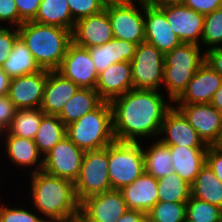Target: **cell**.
Masks as SVG:
<instances>
[{
  "label": "cell",
  "mask_w": 222,
  "mask_h": 222,
  "mask_svg": "<svg viewBox=\"0 0 222 222\" xmlns=\"http://www.w3.org/2000/svg\"><path fill=\"white\" fill-rule=\"evenodd\" d=\"M110 104L114 137L120 142L158 139L165 115L173 107L163 91L134 88Z\"/></svg>",
  "instance_id": "cell-1"
},
{
  "label": "cell",
  "mask_w": 222,
  "mask_h": 222,
  "mask_svg": "<svg viewBox=\"0 0 222 222\" xmlns=\"http://www.w3.org/2000/svg\"><path fill=\"white\" fill-rule=\"evenodd\" d=\"M25 194L30 205L47 222H66L79 216L80 202L76 196L74 182L38 171L28 175Z\"/></svg>",
  "instance_id": "cell-2"
},
{
  "label": "cell",
  "mask_w": 222,
  "mask_h": 222,
  "mask_svg": "<svg viewBox=\"0 0 222 222\" xmlns=\"http://www.w3.org/2000/svg\"><path fill=\"white\" fill-rule=\"evenodd\" d=\"M18 34L39 67L49 71L59 68L72 42L71 30L34 21L24 22Z\"/></svg>",
  "instance_id": "cell-3"
},
{
  "label": "cell",
  "mask_w": 222,
  "mask_h": 222,
  "mask_svg": "<svg viewBox=\"0 0 222 222\" xmlns=\"http://www.w3.org/2000/svg\"><path fill=\"white\" fill-rule=\"evenodd\" d=\"M205 60L206 52L202 47L191 43H181L164 55L162 91L172 102L186 89Z\"/></svg>",
  "instance_id": "cell-4"
},
{
  "label": "cell",
  "mask_w": 222,
  "mask_h": 222,
  "mask_svg": "<svg viewBox=\"0 0 222 222\" xmlns=\"http://www.w3.org/2000/svg\"><path fill=\"white\" fill-rule=\"evenodd\" d=\"M66 136L84 151L99 150L115 141L112 107L103 101L96 109L66 126Z\"/></svg>",
  "instance_id": "cell-5"
},
{
  "label": "cell",
  "mask_w": 222,
  "mask_h": 222,
  "mask_svg": "<svg viewBox=\"0 0 222 222\" xmlns=\"http://www.w3.org/2000/svg\"><path fill=\"white\" fill-rule=\"evenodd\" d=\"M111 189L120 190L145 172L141 142L114 141L108 145Z\"/></svg>",
  "instance_id": "cell-6"
},
{
  "label": "cell",
  "mask_w": 222,
  "mask_h": 222,
  "mask_svg": "<svg viewBox=\"0 0 222 222\" xmlns=\"http://www.w3.org/2000/svg\"><path fill=\"white\" fill-rule=\"evenodd\" d=\"M108 167V146L99 150L85 151L79 176L74 182L79 202L111 190Z\"/></svg>",
  "instance_id": "cell-7"
},
{
  "label": "cell",
  "mask_w": 222,
  "mask_h": 222,
  "mask_svg": "<svg viewBox=\"0 0 222 222\" xmlns=\"http://www.w3.org/2000/svg\"><path fill=\"white\" fill-rule=\"evenodd\" d=\"M114 38L136 45L145 42L144 4L132 0H121L105 6Z\"/></svg>",
  "instance_id": "cell-8"
},
{
  "label": "cell",
  "mask_w": 222,
  "mask_h": 222,
  "mask_svg": "<svg viewBox=\"0 0 222 222\" xmlns=\"http://www.w3.org/2000/svg\"><path fill=\"white\" fill-rule=\"evenodd\" d=\"M130 62L134 89L162 91L164 54L160 50L147 42L140 43Z\"/></svg>",
  "instance_id": "cell-9"
},
{
  "label": "cell",
  "mask_w": 222,
  "mask_h": 222,
  "mask_svg": "<svg viewBox=\"0 0 222 222\" xmlns=\"http://www.w3.org/2000/svg\"><path fill=\"white\" fill-rule=\"evenodd\" d=\"M207 146L222 145V113L210 103L173 105Z\"/></svg>",
  "instance_id": "cell-10"
},
{
  "label": "cell",
  "mask_w": 222,
  "mask_h": 222,
  "mask_svg": "<svg viewBox=\"0 0 222 222\" xmlns=\"http://www.w3.org/2000/svg\"><path fill=\"white\" fill-rule=\"evenodd\" d=\"M84 154V150L65 136L43 156V171L75 182L82 167Z\"/></svg>",
  "instance_id": "cell-11"
},
{
  "label": "cell",
  "mask_w": 222,
  "mask_h": 222,
  "mask_svg": "<svg viewBox=\"0 0 222 222\" xmlns=\"http://www.w3.org/2000/svg\"><path fill=\"white\" fill-rule=\"evenodd\" d=\"M127 210L121 191L111 189L82 200L79 216L85 222H116Z\"/></svg>",
  "instance_id": "cell-12"
},
{
  "label": "cell",
  "mask_w": 222,
  "mask_h": 222,
  "mask_svg": "<svg viewBox=\"0 0 222 222\" xmlns=\"http://www.w3.org/2000/svg\"><path fill=\"white\" fill-rule=\"evenodd\" d=\"M56 71L79 87H96L98 73L88 48L78 46L74 42L69 44L66 55Z\"/></svg>",
  "instance_id": "cell-13"
},
{
  "label": "cell",
  "mask_w": 222,
  "mask_h": 222,
  "mask_svg": "<svg viewBox=\"0 0 222 222\" xmlns=\"http://www.w3.org/2000/svg\"><path fill=\"white\" fill-rule=\"evenodd\" d=\"M1 148L0 155L5 156L4 160H8L10 166L13 164L16 167L14 169L18 167L19 173L23 171L28 172L27 175H29L43 170V155L39 152L34 140L11 135L6 130Z\"/></svg>",
  "instance_id": "cell-14"
},
{
  "label": "cell",
  "mask_w": 222,
  "mask_h": 222,
  "mask_svg": "<svg viewBox=\"0 0 222 222\" xmlns=\"http://www.w3.org/2000/svg\"><path fill=\"white\" fill-rule=\"evenodd\" d=\"M164 14L171 29L182 43L201 46L205 15L197 13L184 4L158 7Z\"/></svg>",
  "instance_id": "cell-15"
},
{
  "label": "cell",
  "mask_w": 222,
  "mask_h": 222,
  "mask_svg": "<svg viewBox=\"0 0 222 222\" xmlns=\"http://www.w3.org/2000/svg\"><path fill=\"white\" fill-rule=\"evenodd\" d=\"M158 139L167 146L208 148L184 115L174 106L165 115Z\"/></svg>",
  "instance_id": "cell-16"
},
{
  "label": "cell",
  "mask_w": 222,
  "mask_h": 222,
  "mask_svg": "<svg viewBox=\"0 0 222 222\" xmlns=\"http://www.w3.org/2000/svg\"><path fill=\"white\" fill-rule=\"evenodd\" d=\"M47 77L48 70L41 69L36 73L11 79L8 97L17 110L41 107Z\"/></svg>",
  "instance_id": "cell-17"
},
{
  "label": "cell",
  "mask_w": 222,
  "mask_h": 222,
  "mask_svg": "<svg viewBox=\"0 0 222 222\" xmlns=\"http://www.w3.org/2000/svg\"><path fill=\"white\" fill-rule=\"evenodd\" d=\"M222 84V76L205 62L173 105L210 103Z\"/></svg>",
  "instance_id": "cell-18"
},
{
  "label": "cell",
  "mask_w": 222,
  "mask_h": 222,
  "mask_svg": "<svg viewBox=\"0 0 222 222\" xmlns=\"http://www.w3.org/2000/svg\"><path fill=\"white\" fill-rule=\"evenodd\" d=\"M144 30L145 42L164 55L182 43L171 29L165 14L156 6L144 4Z\"/></svg>",
  "instance_id": "cell-19"
},
{
  "label": "cell",
  "mask_w": 222,
  "mask_h": 222,
  "mask_svg": "<svg viewBox=\"0 0 222 222\" xmlns=\"http://www.w3.org/2000/svg\"><path fill=\"white\" fill-rule=\"evenodd\" d=\"M113 38L112 25L105 10L78 20L72 31V42L85 48L103 45Z\"/></svg>",
  "instance_id": "cell-20"
},
{
  "label": "cell",
  "mask_w": 222,
  "mask_h": 222,
  "mask_svg": "<svg viewBox=\"0 0 222 222\" xmlns=\"http://www.w3.org/2000/svg\"><path fill=\"white\" fill-rule=\"evenodd\" d=\"M133 89L130 61L114 63L98 74L95 90L103 101L111 102Z\"/></svg>",
  "instance_id": "cell-21"
},
{
  "label": "cell",
  "mask_w": 222,
  "mask_h": 222,
  "mask_svg": "<svg viewBox=\"0 0 222 222\" xmlns=\"http://www.w3.org/2000/svg\"><path fill=\"white\" fill-rule=\"evenodd\" d=\"M80 87L60 73L48 70L40 109L46 115H58Z\"/></svg>",
  "instance_id": "cell-22"
},
{
  "label": "cell",
  "mask_w": 222,
  "mask_h": 222,
  "mask_svg": "<svg viewBox=\"0 0 222 222\" xmlns=\"http://www.w3.org/2000/svg\"><path fill=\"white\" fill-rule=\"evenodd\" d=\"M120 191L128 209L138 210L145 214L158 202L157 179L145 172Z\"/></svg>",
  "instance_id": "cell-23"
},
{
  "label": "cell",
  "mask_w": 222,
  "mask_h": 222,
  "mask_svg": "<svg viewBox=\"0 0 222 222\" xmlns=\"http://www.w3.org/2000/svg\"><path fill=\"white\" fill-rule=\"evenodd\" d=\"M136 47L134 43L113 38L103 45L88 48V51L99 74L114 63L131 61Z\"/></svg>",
  "instance_id": "cell-24"
},
{
  "label": "cell",
  "mask_w": 222,
  "mask_h": 222,
  "mask_svg": "<svg viewBox=\"0 0 222 222\" xmlns=\"http://www.w3.org/2000/svg\"><path fill=\"white\" fill-rule=\"evenodd\" d=\"M169 148L174 172L189 184H192L200 169L206 164L208 148H186L181 146H169Z\"/></svg>",
  "instance_id": "cell-25"
},
{
  "label": "cell",
  "mask_w": 222,
  "mask_h": 222,
  "mask_svg": "<svg viewBox=\"0 0 222 222\" xmlns=\"http://www.w3.org/2000/svg\"><path fill=\"white\" fill-rule=\"evenodd\" d=\"M141 143L145 173L160 179L174 172L169 146L163 144L159 139H151L149 144L145 141Z\"/></svg>",
  "instance_id": "cell-26"
},
{
  "label": "cell",
  "mask_w": 222,
  "mask_h": 222,
  "mask_svg": "<svg viewBox=\"0 0 222 222\" xmlns=\"http://www.w3.org/2000/svg\"><path fill=\"white\" fill-rule=\"evenodd\" d=\"M102 102L103 100L95 89L80 87L57 116L67 126L96 109Z\"/></svg>",
  "instance_id": "cell-27"
},
{
  "label": "cell",
  "mask_w": 222,
  "mask_h": 222,
  "mask_svg": "<svg viewBox=\"0 0 222 222\" xmlns=\"http://www.w3.org/2000/svg\"><path fill=\"white\" fill-rule=\"evenodd\" d=\"M2 69L11 79L33 74L41 70L32 53L20 37L16 39L12 52L5 60Z\"/></svg>",
  "instance_id": "cell-28"
},
{
  "label": "cell",
  "mask_w": 222,
  "mask_h": 222,
  "mask_svg": "<svg viewBox=\"0 0 222 222\" xmlns=\"http://www.w3.org/2000/svg\"><path fill=\"white\" fill-rule=\"evenodd\" d=\"M34 22L62 27L73 31L72 18L67 0H41Z\"/></svg>",
  "instance_id": "cell-29"
},
{
  "label": "cell",
  "mask_w": 222,
  "mask_h": 222,
  "mask_svg": "<svg viewBox=\"0 0 222 222\" xmlns=\"http://www.w3.org/2000/svg\"><path fill=\"white\" fill-rule=\"evenodd\" d=\"M191 197L222 208V182L205 164L191 184Z\"/></svg>",
  "instance_id": "cell-30"
},
{
  "label": "cell",
  "mask_w": 222,
  "mask_h": 222,
  "mask_svg": "<svg viewBox=\"0 0 222 222\" xmlns=\"http://www.w3.org/2000/svg\"><path fill=\"white\" fill-rule=\"evenodd\" d=\"M66 136V125L57 115H44L34 137L39 152L45 156Z\"/></svg>",
  "instance_id": "cell-31"
},
{
  "label": "cell",
  "mask_w": 222,
  "mask_h": 222,
  "mask_svg": "<svg viewBox=\"0 0 222 222\" xmlns=\"http://www.w3.org/2000/svg\"><path fill=\"white\" fill-rule=\"evenodd\" d=\"M44 115L45 113L40 108L16 110L15 116L7 131L11 135L33 140Z\"/></svg>",
  "instance_id": "cell-32"
},
{
  "label": "cell",
  "mask_w": 222,
  "mask_h": 222,
  "mask_svg": "<svg viewBox=\"0 0 222 222\" xmlns=\"http://www.w3.org/2000/svg\"><path fill=\"white\" fill-rule=\"evenodd\" d=\"M158 201L187 202L191 197V184L175 172L157 179Z\"/></svg>",
  "instance_id": "cell-33"
},
{
  "label": "cell",
  "mask_w": 222,
  "mask_h": 222,
  "mask_svg": "<svg viewBox=\"0 0 222 222\" xmlns=\"http://www.w3.org/2000/svg\"><path fill=\"white\" fill-rule=\"evenodd\" d=\"M2 200L5 199L0 197V222H47L30 203L24 205L26 198L21 202L23 205L17 204V201L14 205L10 201L6 204Z\"/></svg>",
  "instance_id": "cell-34"
},
{
  "label": "cell",
  "mask_w": 222,
  "mask_h": 222,
  "mask_svg": "<svg viewBox=\"0 0 222 222\" xmlns=\"http://www.w3.org/2000/svg\"><path fill=\"white\" fill-rule=\"evenodd\" d=\"M185 222H222V208L190 197L186 202Z\"/></svg>",
  "instance_id": "cell-35"
},
{
  "label": "cell",
  "mask_w": 222,
  "mask_h": 222,
  "mask_svg": "<svg viewBox=\"0 0 222 222\" xmlns=\"http://www.w3.org/2000/svg\"><path fill=\"white\" fill-rule=\"evenodd\" d=\"M201 47L205 52L222 48V7L205 15Z\"/></svg>",
  "instance_id": "cell-36"
},
{
  "label": "cell",
  "mask_w": 222,
  "mask_h": 222,
  "mask_svg": "<svg viewBox=\"0 0 222 222\" xmlns=\"http://www.w3.org/2000/svg\"><path fill=\"white\" fill-rule=\"evenodd\" d=\"M146 216L151 222H185L186 202L158 201Z\"/></svg>",
  "instance_id": "cell-37"
},
{
  "label": "cell",
  "mask_w": 222,
  "mask_h": 222,
  "mask_svg": "<svg viewBox=\"0 0 222 222\" xmlns=\"http://www.w3.org/2000/svg\"><path fill=\"white\" fill-rule=\"evenodd\" d=\"M75 22L88 16L101 13L105 5L100 0H67Z\"/></svg>",
  "instance_id": "cell-38"
},
{
  "label": "cell",
  "mask_w": 222,
  "mask_h": 222,
  "mask_svg": "<svg viewBox=\"0 0 222 222\" xmlns=\"http://www.w3.org/2000/svg\"><path fill=\"white\" fill-rule=\"evenodd\" d=\"M19 37L17 27H4L0 31V66L2 67L9 54L12 52L13 45Z\"/></svg>",
  "instance_id": "cell-39"
},
{
  "label": "cell",
  "mask_w": 222,
  "mask_h": 222,
  "mask_svg": "<svg viewBox=\"0 0 222 222\" xmlns=\"http://www.w3.org/2000/svg\"><path fill=\"white\" fill-rule=\"evenodd\" d=\"M0 24L19 27V13L15 0H0Z\"/></svg>",
  "instance_id": "cell-40"
},
{
  "label": "cell",
  "mask_w": 222,
  "mask_h": 222,
  "mask_svg": "<svg viewBox=\"0 0 222 222\" xmlns=\"http://www.w3.org/2000/svg\"><path fill=\"white\" fill-rule=\"evenodd\" d=\"M15 2L19 13V27L24 22L35 19L41 0H15Z\"/></svg>",
  "instance_id": "cell-41"
},
{
  "label": "cell",
  "mask_w": 222,
  "mask_h": 222,
  "mask_svg": "<svg viewBox=\"0 0 222 222\" xmlns=\"http://www.w3.org/2000/svg\"><path fill=\"white\" fill-rule=\"evenodd\" d=\"M206 164L222 182V145L208 146Z\"/></svg>",
  "instance_id": "cell-42"
},
{
  "label": "cell",
  "mask_w": 222,
  "mask_h": 222,
  "mask_svg": "<svg viewBox=\"0 0 222 222\" xmlns=\"http://www.w3.org/2000/svg\"><path fill=\"white\" fill-rule=\"evenodd\" d=\"M16 110L8 95H0V125L6 130L10 127Z\"/></svg>",
  "instance_id": "cell-43"
},
{
  "label": "cell",
  "mask_w": 222,
  "mask_h": 222,
  "mask_svg": "<svg viewBox=\"0 0 222 222\" xmlns=\"http://www.w3.org/2000/svg\"><path fill=\"white\" fill-rule=\"evenodd\" d=\"M197 13L206 15L222 7V0H184L183 3Z\"/></svg>",
  "instance_id": "cell-44"
},
{
  "label": "cell",
  "mask_w": 222,
  "mask_h": 222,
  "mask_svg": "<svg viewBox=\"0 0 222 222\" xmlns=\"http://www.w3.org/2000/svg\"><path fill=\"white\" fill-rule=\"evenodd\" d=\"M205 62L222 76V48H212L207 50Z\"/></svg>",
  "instance_id": "cell-45"
},
{
  "label": "cell",
  "mask_w": 222,
  "mask_h": 222,
  "mask_svg": "<svg viewBox=\"0 0 222 222\" xmlns=\"http://www.w3.org/2000/svg\"><path fill=\"white\" fill-rule=\"evenodd\" d=\"M145 216L141 211L128 209L116 222H140Z\"/></svg>",
  "instance_id": "cell-46"
},
{
  "label": "cell",
  "mask_w": 222,
  "mask_h": 222,
  "mask_svg": "<svg viewBox=\"0 0 222 222\" xmlns=\"http://www.w3.org/2000/svg\"><path fill=\"white\" fill-rule=\"evenodd\" d=\"M11 78L0 66V95H8Z\"/></svg>",
  "instance_id": "cell-47"
},
{
  "label": "cell",
  "mask_w": 222,
  "mask_h": 222,
  "mask_svg": "<svg viewBox=\"0 0 222 222\" xmlns=\"http://www.w3.org/2000/svg\"><path fill=\"white\" fill-rule=\"evenodd\" d=\"M210 104L222 113V84L220 88L215 92Z\"/></svg>",
  "instance_id": "cell-48"
},
{
  "label": "cell",
  "mask_w": 222,
  "mask_h": 222,
  "mask_svg": "<svg viewBox=\"0 0 222 222\" xmlns=\"http://www.w3.org/2000/svg\"><path fill=\"white\" fill-rule=\"evenodd\" d=\"M184 0H156L152 5L156 7H164L168 5L183 4Z\"/></svg>",
  "instance_id": "cell-49"
},
{
  "label": "cell",
  "mask_w": 222,
  "mask_h": 222,
  "mask_svg": "<svg viewBox=\"0 0 222 222\" xmlns=\"http://www.w3.org/2000/svg\"><path fill=\"white\" fill-rule=\"evenodd\" d=\"M6 129L0 125V147L3 143V139L5 137Z\"/></svg>",
  "instance_id": "cell-50"
},
{
  "label": "cell",
  "mask_w": 222,
  "mask_h": 222,
  "mask_svg": "<svg viewBox=\"0 0 222 222\" xmlns=\"http://www.w3.org/2000/svg\"><path fill=\"white\" fill-rule=\"evenodd\" d=\"M146 5H152L156 0H132Z\"/></svg>",
  "instance_id": "cell-51"
},
{
  "label": "cell",
  "mask_w": 222,
  "mask_h": 222,
  "mask_svg": "<svg viewBox=\"0 0 222 222\" xmlns=\"http://www.w3.org/2000/svg\"><path fill=\"white\" fill-rule=\"evenodd\" d=\"M105 6L113 4V3H117L121 0H100Z\"/></svg>",
  "instance_id": "cell-52"
},
{
  "label": "cell",
  "mask_w": 222,
  "mask_h": 222,
  "mask_svg": "<svg viewBox=\"0 0 222 222\" xmlns=\"http://www.w3.org/2000/svg\"><path fill=\"white\" fill-rule=\"evenodd\" d=\"M66 222H85L80 216L73 218V219H69Z\"/></svg>",
  "instance_id": "cell-53"
},
{
  "label": "cell",
  "mask_w": 222,
  "mask_h": 222,
  "mask_svg": "<svg viewBox=\"0 0 222 222\" xmlns=\"http://www.w3.org/2000/svg\"><path fill=\"white\" fill-rule=\"evenodd\" d=\"M140 222H151L147 216H145Z\"/></svg>",
  "instance_id": "cell-54"
},
{
  "label": "cell",
  "mask_w": 222,
  "mask_h": 222,
  "mask_svg": "<svg viewBox=\"0 0 222 222\" xmlns=\"http://www.w3.org/2000/svg\"><path fill=\"white\" fill-rule=\"evenodd\" d=\"M5 26L0 24V31L4 28Z\"/></svg>",
  "instance_id": "cell-55"
}]
</instances>
